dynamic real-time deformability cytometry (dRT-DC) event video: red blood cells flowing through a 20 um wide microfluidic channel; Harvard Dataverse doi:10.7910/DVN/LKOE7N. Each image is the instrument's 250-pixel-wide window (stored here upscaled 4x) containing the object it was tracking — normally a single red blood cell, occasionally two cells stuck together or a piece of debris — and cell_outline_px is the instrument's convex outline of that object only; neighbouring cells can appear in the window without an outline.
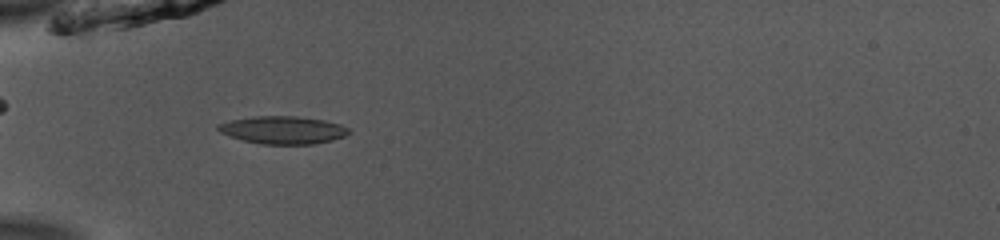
{"species": "common noctule bat (a hibernating species)", "species_latin": "Nyctalus noctula", "temperature_condition": "room temperature", "stored_images_in_passage": 35, "camera_frame_rate_fps": 3000, "um_per_image_px": 0.085, "animal": {"sex": "male", "body_mass_g": 13.0, "forearm_length_mm": 53.1}, "frame": {"image": 1, "passage_image": 2, "time_ms": 0.333, "image_size_px": [1000, 240], "cell_outline_px": [[352, 132], [344, 136], [332, 140], [312, 144], [260, 144], [228, 136], [220, 132], [216, 128], [216, 124], [228, 120], [256, 116], [296, 116], [324, 120], [340, 124], [348, 128]], "centroid_in_image_um": [24.02, 11.04], "position_along_channel_um": 61.0, "area_um2": 21.21}}
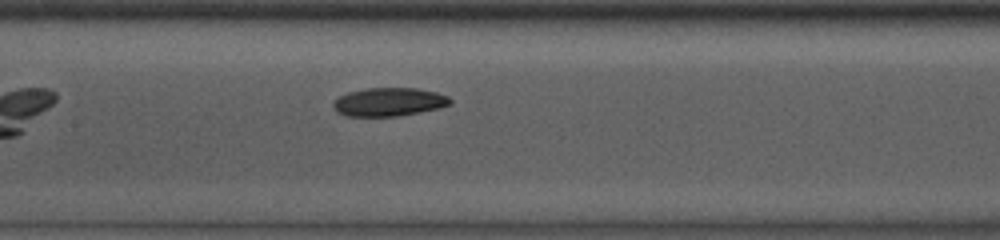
{"frame": {"image": 2, "passage_image": 11, "time_ms": 3.333, "image_size_px": [1000, 240], "cell_outline_px": [[452, 104], [440, 108], [396, 116], [344, 116], [336, 112], [332, 104], [340, 96], [348, 92], [368, 88], [416, 88], [436, 92], [448, 96], [452, 100]], "centroid_in_image_um": [33.07, 8.67], "position_along_channel_um": 174.3, "area_um2": 19.36}}
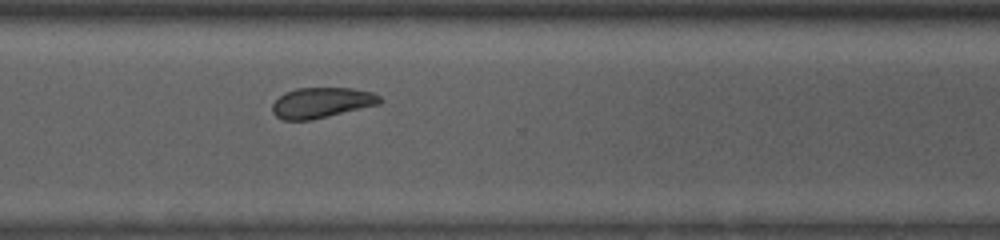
{"frame": {"image": 3, "passage_image": 24, "time_ms": 7.667, "image_size_px": [1000, 240], "cell_outline_px": [[380, 104], [312, 120], [284, 120], [276, 116], [272, 112], [272, 104], [284, 92], [296, 88], [352, 88], [372, 92], [380, 96]], "centroid_in_image_um": [27.32, 8.73], "position_along_channel_um": 343.3, "area_um2": 19.07}, "authors_computed_cell_mechanics": {"area_um2": 19.363, "velocity_mm_per_s": 3.9157, "shape_relaxation_time_tau1_ms": 10.6895, "shape_relaxation_time_tau2_ms": null, "deformation_change_tau1": 0.138, "deformation_change_tau2": null}}